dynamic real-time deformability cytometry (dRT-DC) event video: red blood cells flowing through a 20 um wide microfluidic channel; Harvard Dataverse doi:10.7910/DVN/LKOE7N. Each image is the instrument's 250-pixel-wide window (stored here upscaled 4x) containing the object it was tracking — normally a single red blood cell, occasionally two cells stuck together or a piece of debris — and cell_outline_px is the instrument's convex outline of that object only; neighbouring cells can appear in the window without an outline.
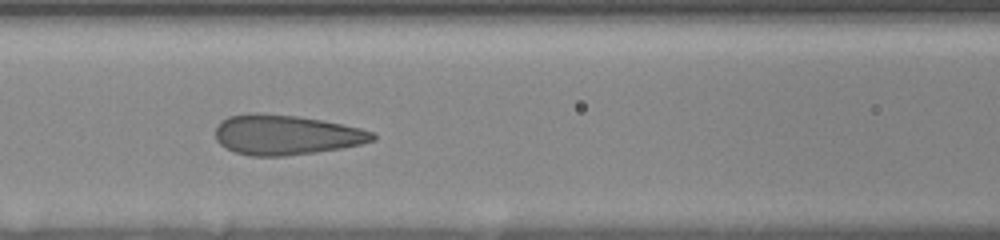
{"species": "human", "species_latin": "Homo sapiens", "temperature_condition": "room temperature", "stored_images_in_passage": 11, "camera_frame_rate_fps": 3000, "um_per_image_px": 0.085, "donor": {"sex": "female"}, "frame": {"image": 1, "passage_image": 10, "time_ms": 7.0, "image_size_px": [1000, 240], "cell_outline_px": [[376, 140], [360, 144], [340, 148], [316, 152], [284, 156], [252, 156], [236, 152], [224, 148], [216, 140], [216, 124], [220, 120], [228, 116], [248, 112], [256, 112], [296, 116], [320, 120], [360, 128], [372, 132], [376, 136]], "centroid_in_image_um": [24.24, 11.45], "position_along_channel_um": 142.4, "area_um2": 36.65}}